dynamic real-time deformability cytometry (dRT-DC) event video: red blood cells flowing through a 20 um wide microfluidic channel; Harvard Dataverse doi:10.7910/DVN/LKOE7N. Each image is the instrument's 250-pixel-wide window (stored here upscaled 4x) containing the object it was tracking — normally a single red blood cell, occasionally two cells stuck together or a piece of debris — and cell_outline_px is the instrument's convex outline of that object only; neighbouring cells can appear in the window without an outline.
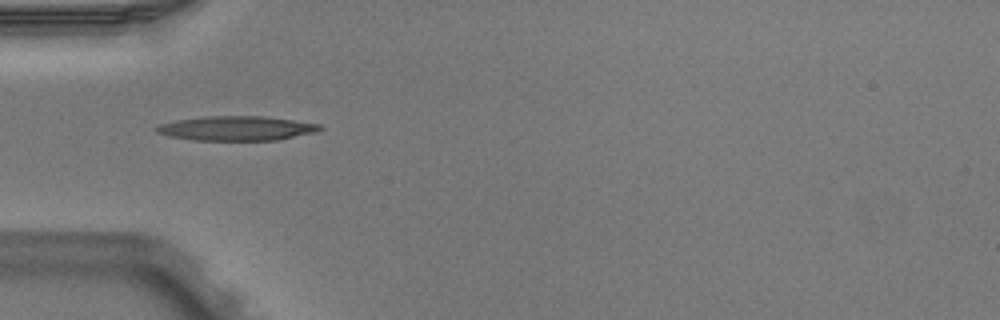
{"species": "Egyptian fruit bat (a non-hibernating species)", "species_latin": "Rousettus aegyptiacus", "temperature_condition": "warm", "stored_images_in_passage": 5, "camera_frame_rate_fps": 3000, "um_per_image_px": 0.085, "animal": {"sex": "male"}, "frame": {"image": 1, "passage_image": 4, "time_ms": 1.0, "image_size_px": [1000, 320], "cell_outline_px": [[324, 128], [316, 132], [276, 140], [192, 140], [168, 136], [156, 132], [156, 128], [160, 124], [176, 120], [212, 116], [264, 116], [320, 124]], "centroid_in_image_um": [20.12, 10.91], "position_along_channel_um": 64.9, "area_um2": 23.12}}
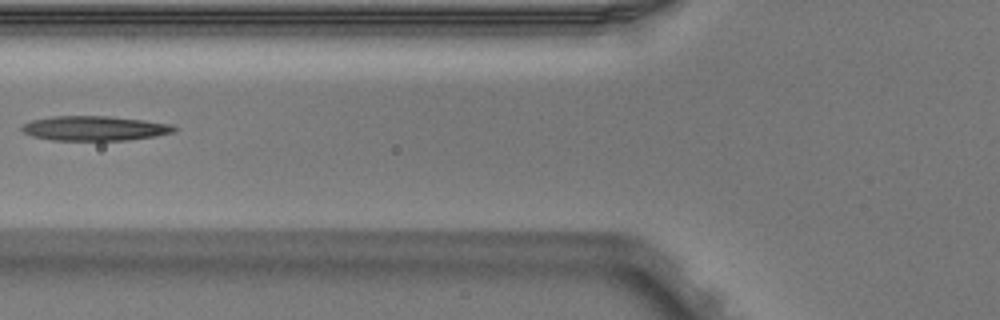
{"frame": {"image": 2, "passage_image": 5, "time_ms": 1.333, "image_size_px": [1000, 320], "cell_outline_px": [[180, 128], [176, 132], [156, 136], [124, 140], [52, 140], [32, 136], [24, 132], [20, 128], [24, 124], [32, 120], [52, 116], [108, 116], [144, 120], [172, 124]], "centroid_in_image_um": [8.1, 10.9], "position_along_channel_um": 117.7, "area_um2": 21.96}}